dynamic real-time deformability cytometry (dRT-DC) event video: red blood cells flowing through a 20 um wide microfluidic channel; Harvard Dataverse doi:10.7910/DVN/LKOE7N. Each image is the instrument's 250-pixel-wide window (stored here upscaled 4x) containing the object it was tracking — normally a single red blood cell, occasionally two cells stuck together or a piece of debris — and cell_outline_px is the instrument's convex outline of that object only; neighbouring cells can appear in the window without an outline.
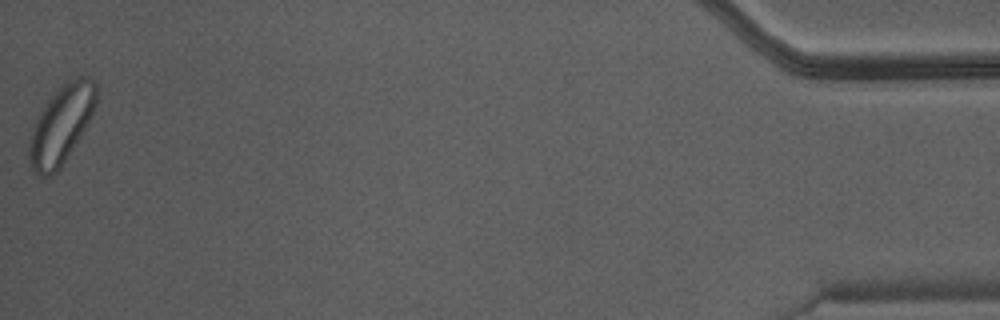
{"species": "Egyptian fruit bat (a non-hibernating species)", "species_latin": "Rousettus aegyptiacus", "temperature_condition": "warm", "stored_images_in_passage": 34, "camera_frame_rate_fps": 3000, "um_per_image_px": 0.085, "animal": {"sex": "male"}, "frame": {"image": 1, "passage_image": 34, "time_ms": 11.0, "image_size_px": [1000, 320], "cell_outline_px": [[96, 104], [80, 136], [60, 168], [52, 176], [36, 176], [28, 160], [28, 144], [36, 120], [40, 112], [48, 100], [64, 80], [80, 76], [88, 76], [96, 84]], "centroid_in_image_um": [5.18, 10.6], "position_along_channel_um": 430.0, "area_um2": 30.29}}